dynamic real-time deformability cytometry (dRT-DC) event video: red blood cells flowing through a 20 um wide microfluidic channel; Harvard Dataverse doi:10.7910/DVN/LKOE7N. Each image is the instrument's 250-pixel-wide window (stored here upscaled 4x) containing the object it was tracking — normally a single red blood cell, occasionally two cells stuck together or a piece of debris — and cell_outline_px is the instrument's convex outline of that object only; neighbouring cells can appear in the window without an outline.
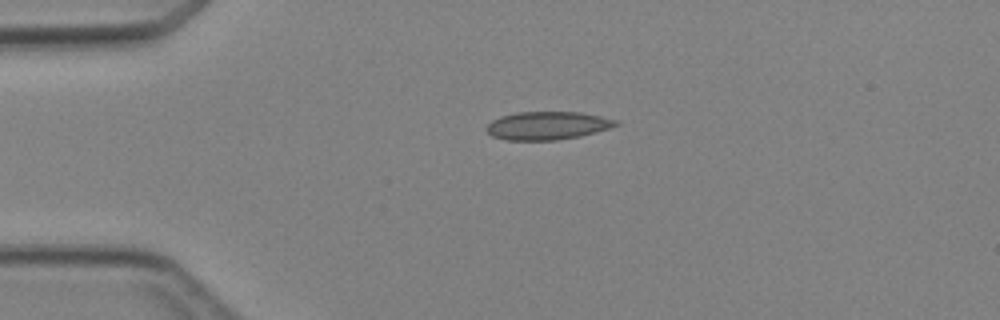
{"species": "Egyptian fruit bat (a non-hibernating species)", "species_latin": "Rousettus aegyptiacus", "temperature_condition": "cold", "stored_images_in_passage": 5, "camera_frame_rate_fps": 3000, "um_per_image_px": 0.085, "animal": {"sex": "female"}, "frame": {"image": 1, "passage_image": 5, "time_ms": 5.667, "image_size_px": [1000, 320], "cell_outline_px": [[620, 124], [608, 128], [580, 136], [556, 140], [508, 140], [492, 136], [484, 128], [492, 120], [500, 116], [516, 112], [580, 112], [620, 120]], "centroid_in_image_um": [46.52, 10.67], "position_along_channel_um": 38.5, "area_um2": 21.21}}